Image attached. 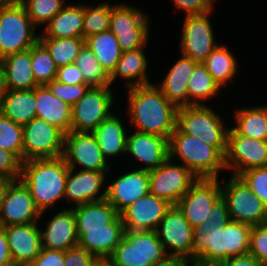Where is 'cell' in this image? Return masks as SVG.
Instances as JSON below:
<instances>
[{
  "mask_svg": "<svg viewBox=\"0 0 267 266\" xmlns=\"http://www.w3.org/2000/svg\"><path fill=\"white\" fill-rule=\"evenodd\" d=\"M55 80L64 84H86L75 63L58 67Z\"/></svg>",
  "mask_w": 267,
  "mask_h": 266,
  "instance_id": "obj_51",
  "label": "cell"
},
{
  "mask_svg": "<svg viewBox=\"0 0 267 266\" xmlns=\"http://www.w3.org/2000/svg\"><path fill=\"white\" fill-rule=\"evenodd\" d=\"M132 5L112 6L109 30L117 37L122 52L147 47L149 40V16Z\"/></svg>",
  "mask_w": 267,
  "mask_h": 266,
  "instance_id": "obj_9",
  "label": "cell"
},
{
  "mask_svg": "<svg viewBox=\"0 0 267 266\" xmlns=\"http://www.w3.org/2000/svg\"><path fill=\"white\" fill-rule=\"evenodd\" d=\"M36 26L18 0L0 3V59L30 49L39 41Z\"/></svg>",
  "mask_w": 267,
  "mask_h": 266,
  "instance_id": "obj_5",
  "label": "cell"
},
{
  "mask_svg": "<svg viewBox=\"0 0 267 266\" xmlns=\"http://www.w3.org/2000/svg\"><path fill=\"white\" fill-rule=\"evenodd\" d=\"M155 231L167 255L192 258L193 227L177 206H171Z\"/></svg>",
  "mask_w": 267,
  "mask_h": 266,
  "instance_id": "obj_17",
  "label": "cell"
},
{
  "mask_svg": "<svg viewBox=\"0 0 267 266\" xmlns=\"http://www.w3.org/2000/svg\"><path fill=\"white\" fill-rule=\"evenodd\" d=\"M42 217L29 189L18 179L7 190L0 213V226L38 223Z\"/></svg>",
  "mask_w": 267,
  "mask_h": 266,
  "instance_id": "obj_19",
  "label": "cell"
},
{
  "mask_svg": "<svg viewBox=\"0 0 267 266\" xmlns=\"http://www.w3.org/2000/svg\"><path fill=\"white\" fill-rule=\"evenodd\" d=\"M195 262L192 258L167 255L159 263L153 266H190Z\"/></svg>",
  "mask_w": 267,
  "mask_h": 266,
  "instance_id": "obj_55",
  "label": "cell"
},
{
  "mask_svg": "<svg viewBox=\"0 0 267 266\" xmlns=\"http://www.w3.org/2000/svg\"><path fill=\"white\" fill-rule=\"evenodd\" d=\"M23 161L63 155L65 134L40 118L23 125Z\"/></svg>",
  "mask_w": 267,
  "mask_h": 266,
  "instance_id": "obj_10",
  "label": "cell"
},
{
  "mask_svg": "<svg viewBox=\"0 0 267 266\" xmlns=\"http://www.w3.org/2000/svg\"><path fill=\"white\" fill-rule=\"evenodd\" d=\"M188 106L204 105V102L216 97L221 87L212 77L203 63H198L188 79ZM202 100V101H201Z\"/></svg>",
  "mask_w": 267,
  "mask_h": 266,
  "instance_id": "obj_36",
  "label": "cell"
},
{
  "mask_svg": "<svg viewBox=\"0 0 267 266\" xmlns=\"http://www.w3.org/2000/svg\"><path fill=\"white\" fill-rule=\"evenodd\" d=\"M0 266H15L10 255L5 228L0 226Z\"/></svg>",
  "mask_w": 267,
  "mask_h": 266,
  "instance_id": "obj_54",
  "label": "cell"
},
{
  "mask_svg": "<svg viewBox=\"0 0 267 266\" xmlns=\"http://www.w3.org/2000/svg\"><path fill=\"white\" fill-rule=\"evenodd\" d=\"M84 4H66L43 29L39 37L83 38Z\"/></svg>",
  "mask_w": 267,
  "mask_h": 266,
  "instance_id": "obj_29",
  "label": "cell"
},
{
  "mask_svg": "<svg viewBox=\"0 0 267 266\" xmlns=\"http://www.w3.org/2000/svg\"><path fill=\"white\" fill-rule=\"evenodd\" d=\"M85 44L97 57L101 66L111 75L122 55L117 37L107 30L88 37Z\"/></svg>",
  "mask_w": 267,
  "mask_h": 266,
  "instance_id": "obj_35",
  "label": "cell"
},
{
  "mask_svg": "<svg viewBox=\"0 0 267 266\" xmlns=\"http://www.w3.org/2000/svg\"><path fill=\"white\" fill-rule=\"evenodd\" d=\"M7 90H31L38 86L31 68V48L0 59Z\"/></svg>",
  "mask_w": 267,
  "mask_h": 266,
  "instance_id": "obj_28",
  "label": "cell"
},
{
  "mask_svg": "<svg viewBox=\"0 0 267 266\" xmlns=\"http://www.w3.org/2000/svg\"><path fill=\"white\" fill-rule=\"evenodd\" d=\"M112 6L109 2H103L91 7L84 4L83 39L109 30Z\"/></svg>",
  "mask_w": 267,
  "mask_h": 266,
  "instance_id": "obj_41",
  "label": "cell"
},
{
  "mask_svg": "<svg viewBox=\"0 0 267 266\" xmlns=\"http://www.w3.org/2000/svg\"><path fill=\"white\" fill-rule=\"evenodd\" d=\"M126 128L118 115L112 113L104 119L99 126L92 132L99 144L104 158L118 156L126 153Z\"/></svg>",
  "mask_w": 267,
  "mask_h": 266,
  "instance_id": "obj_32",
  "label": "cell"
},
{
  "mask_svg": "<svg viewBox=\"0 0 267 266\" xmlns=\"http://www.w3.org/2000/svg\"><path fill=\"white\" fill-rule=\"evenodd\" d=\"M171 204L149 193L133 202L119 215L127 231H155Z\"/></svg>",
  "mask_w": 267,
  "mask_h": 266,
  "instance_id": "obj_18",
  "label": "cell"
},
{
  "mask_svg": "<svg viewBox=\"0 0 267 266\" xmlns=\"http://www.w3.org/2000/svg\"><path fill=\"white\" fill-rule=\"evenodd\" d=\"M218 266H263L254 256H251L249 253L232 257L227 260L222 261Z\"/></svg>",
  "mask_w": 267,
  "mask_h": 266,
  "instance_id": "obj_53",
  "label": "cell"
},
{
  "mask_svg": "<svg viewBox=\"0 0 267 266\" xmlns=\"http://www.w3.org/2000/svg\"><path fill=\"white\" fill-rule=\"evenodd\" d=\"M142 47L136 50L122 52L117 62L115 70L110 75V83L116 81L118 77L125 80L126 88L151 84L147 76L148 61Z\"/></svg>",
  "mask_w": 267,
  "mask_h": 266,
  "instance_id": "obj_30",
  "label": "cell"
},
{
  "mask_svg": "<svg viewBox=\"0 0 267 266\" xmlns=\"http://www.w3.org/2000/svg\"><path fill=\"white\" fill-rule=\"evenodd\" d=\"M78 246L98 260H107L125 236L120 215L109 224V229H76Z\"/></svg>",
  "mask_w": 267,
  "mask_h": 266,
  "instance_id": "obj_24",
  "label": "cell"
},
{
  "mask_svg": "<svg viewBox=\"0 0 267 266\" xmlns=\"http://www.w3.org/2000/svg\"><path fill=\"white\" fill-rule=\"evenodd\" d=\"M197 64V61L181 54L164 80L156 84L163 95L178 108L188 106V79Z\"/></svg>",
  "mask_w": 267,
  "mask_h": 266,
  "instance_id": "obj_27",
  "label": "cell"
},
{
  "mask_svg": "<svg viewBox=\"0 0 267 266\" xmlns=\"http://www.w3.org/2000/svg\"><path fill=\"white\" fill-rule=\"evenodd\" d=\"M233 53H231L226 45H218L203 62L209 73L223 88L228 81H233L238 67V61L235 59Z\"/></svg>",
  "mask_w": 267,
  "mask_h": 266,
  "instance_id": "obj_37",
  "label": "cell"
},
{
  "mask_svg": "<svg viewBox=\"0 0 267 266\" xmlns=\"http://www.w3.org/2000/svg\"><path fill=\"white\" fill-rule=\"evenodd\" d=\"M76 229H109L118 216L117 210L106 200L85 203L72 208Z\"/></svg>",
  "mask_w": 267,
  "mask_h": 266,
  "instance_id": "obj_33",
  "label": "cell"
},
{
  "mask_svg": "<svg viewBox=\"0 0 267 266\" xmlns=\"http://www.w3.org/2000/svg\"><path fill=\"white\" fill-rule=\"evenodd\" d=\"M0 148L14 153L23 162V127L0 113Z\"/></svg>",
  "mask_w": 267,
  "mask_h": 266,
  "instance_id": "obj_43",
  "label": "cell"
},
{
  "mask_svg": "<svg viewBox=\"0 0 267 266\" xmlns=\"http://www.w3.org/2000/svg\"><path fill=\"white\" fill-rule=\"evenodd\" d=\"M75 64L90 87H111L110 75L86 44L80 50Z\"/></svg>",
  "mask_w": 267,
  "mask_h": 266,
  "instance_id": "obj_39",
  "label": "cell"
},
{
  "mask_svg": "<svg viewBox=\"0 0 267 266\" xmlns=\"http://www.w3.org/2000/svg\"><path fill=\"white\" fill-rule=\"evenodd\" d=\"M28 266H64V252L42 248L40 254Z\"/></svg>",
  "mask_w": 267,
  "mask_h": 266,
  "instance_id": "obj_50",
  "label": "cell"
},
{
  "mask_svg": "<svg viewBox=\"0 0 267 266\" xmlns=\"http://www.w3.org/2000/svg\"><path fill=\"white\" fill-rule=\"evenodd\" d=\"M211 13L212 11L201 15H186L183 20L180 54L198 63H203L219 45L215 42L214 29L209 20Z\"/></svg>",
  "mask_w": 267,
  "mask_h": 266,
  "instance_id": "obj_15",
  "label": "cell"
},
{
  "mask_svg": "<svg viewBox=\"0 0 267 266\" xmlns=\"http://www.w3.org/2000/svg\"><path fill=\"white\" fill-rule=\"evenodd\" d=\"M14 1H18V0H0V3H3V2H14Z\"/></svg>",
  "mask_w": 267,
  "mask_h": 266,
  "instance_id": "obj_60",
  "label": "cell"
},
{
  "mask_svg": "<svg viewBox=\"0 0 267 266\" xmlns=\"http://www.w3.org/2000/svg\"><path fill=\"white\" fill-rule=\"evenodd\" d=\"M248 253L263 266L267 265V224L252 227Z\"/></svg>",
  "mask_w": 267,
  "mask_h": 266,
  "instance_id": "obj_46",
  "label": "cell"
},
{
  "mask_svg": "<svg viewBox=\"0 0 267 266\" xmlns=\"http://www.w3.org/2000/svg\"><path fill=\"white\" fill-rule=\"evenodd\" d=\"M177 127L185 134L197 137L214 146L223 156L226 153L227 132L222 117L212 107L189 105L179 107Z\"/></svg>",
  "mask_w": 267,
  "mask_h": 266,
  "instance_id": "obj_6",
  "label": "cell"
},
{
  "mask_svg": "<svg viewBox=\"0 0 267 266\" xmlns=\"http://www.w3.org/2000/svg\"><path fill=\"white\" fill-rule=\"evenodd\" d=\"M111 87H90L72 106L71 129L75 132H93L113 112L114 95Z\"/></svg>",
  "mask_w": 267,
  "mask_h": 266,
  "instance_id": "obj_12",
  "label": "cell"
},
{
  "mask_svg": "<svg viewBox=\"0 0 267 266\" xmlns=\"http://www.w3.org/2000/svg\"><path fill=\"white\" fill-rule=\"evenodd\" d=\"M22 161L12 152L0 148V177L20 179Z\"/></svg>",
  "mask_w": 267,
  "mask_h": 266,
  "instance_id": "obj_47",
  "label": "cell"
},
{
  "mask_svg": "<svg viewBox=\"0 0 267 266\" xmlns=\"http://www.w3.org/2000/svg\"><path fill=\"white\" fill-rule=\"evenodd\" d=\"M126 153L144 163L150 171L162 165L169 158L168 139L156 134L135 131L126 138Z\"/></svg>",
  "mask_w": 267,
  "mask_h": 266,
  "instance_id": "obj_23",
  "label": "cell"
},
{
  "mask_svg": "<svg viewBox=\"0 0 267 266\" xmlns=\"http://www.w3.org/2000/svg\"><path fill=\"white\" fill-rule=\"evenodd\" d=\"M36 98V117L56 126L64 134L71 129L72 107L53 95L46 85L34 88Z\"/></svg>",
  "mask_w": 267,
  "mask_h": 266,
  "instance_id": "obj_26",
  "label": "cell"
},
{
  "mask_svg": "<svg viewBox=\"0 0 267 266\" xmlns=\"http://www.w3.org/2000/svg\"><path fill=\"white\" fill-rule=\"evenodd\" d=\"M167 256L156 231H127L113 254L112 266H153Z\"/></svg>",
  "mask_w": 267,
  "mask_h": 266,
  "instance_id": "obj_7",
  "label": "cell"
},
{
  "mask_svg": "<svg viewBox=\"0 0 267 266\" xmlns=\"http://www.w3.org/2000/svg\"><path fill=\"white\" fill-rule=\"evenodd\" d=\"M149 172L150 193L176 206L198 179L183 164H174L169 158Z\"/></svg>",
  "mask_w": 267,
  "mask_h": 266,
  "instance_id": "obj_13",
  "label": "cell"
},
{
  "mask_svg": "<svg viewBox=\"0 0 267 266\" xmlns=\"http://www.w3.org/2000/svg\"><path fill=\"white\" fill-rule=\"evenodd\" d=\"M220 182L219 178L197 179L176 204L193 228L208 223L212 207L222 197Z\"/></svg>",
  "mask_w": 267,
  "mask_h": 266,
  "instance_id": "obj_14",
  "label": "cell"
},
{
  "mask_svg": "<svg viewBox=\"0 0 267 266\" xmlns=\"http://www.w3.org/2000/svg\"><path fill=\"white\" fill-rule=\"evenodd\" d=\"M107 172L109 171L81 169L77 171L74 168H69L64 199L68 200V202H73V207L106 199V189L102 193L101 190L103 189Z\"/></svg>",
  "mask_w": 267,
  "mask_h": 266,
  "instance_id": "obj_20",
  "label": "cell"
},
{
  "mask_svg": "<svg viewBox=\"0 0 267 266\" xmlns=\"http://www.w3.org/2000/svg\"><path fill=\"white\" fill-rule=\"evenodd\" d=\"M239 177L267 206V166L242 172Z\"/></svg>",
  "mask_w": 267,
  "mask_h": 266,
  "instance_id": "obj_45",
  "label": "cell"
},
{
  "mask_svg": "<svg viewBox=\"0 0 267 266\" xmlns=\"http://www.w3.org/2000/svg\"><path fill=\"white\" fill-rule=\"evenodd\" d=\"M98 259L79 246L64 252V266H94Z\"/></svg>",
  "mask_w": 267,
  "mask_h": 266,
  "instance_id": "obj_48",
  "label": "cell"
},
{
  "mask_svg": "<svg viewBox=\"0 0 267 266\" xmlns=\"http://www.w3.org/2000/svg\"><path fill=\"white\" fill-rule=\"evenodd\" d=\"M33 24L46 25L66 5L64 0H19Z\"/></svg>",
  "mask_w": 267,
  "mask_h": 266,
  "instance_id": "obj_42",
  "label": "cell"
},
{
  "mask_svg": "<svg viewBox=\"0 0 267 266\" xmlns=\"http://www.w3.org/2000/svg\"><path fill=\"white\" fill-rule=\"evenodd\" d=\"M45 228H40L42 248L65 252L78 246L76 219L72 207L64 208L54 215Z\"/></svg>",
  "mask_w": 267,
  "mask_h": 266,
  "instance_id": "obj_25",
  "label": "cell"
},
{
  "mask_svg": "<svg viewBox=\"0 0 267 266\" xmlns=\"http://www.w3.org/2000/svg\"><path fill=\"white\" fill-rule=\"evenodd\" d=\"M224 185H221L222 199L232 221L252 227L267 224V206L239 176L232 175Z\"/></svg>",
  "mask_w": 267,
  "mask_h": 266,
  "instance_id": "obj_8",
  "label": "cell"
},
{
  "mask_svg": "<svg viewBox=\"0 0 267 266\" xmlns=\"http://www.w3.org/2000/svg\"><path fill=\"white\" fill-rule=\"evenodd\" d=\"M174 6L179 10L186 11V15H201L212 11L214 0H172Z\"/></svg>",
  "mask_w": 267,
  "mask_h": 266,
  "instance_id": "obj_49",
  "label": "cell"
},
{
  "mask_svg": "<svg viewBox=\"0 0 267 266\" xmlns=\"http://www.w3.org/2000/svg\"><path fill=\"white\" fill-rule=\"evenodd\" d=\"M15 180L16 179H11L8 177H0V213H1L2 204L4 202L7 190Z\"/></svg>",
  "mask_w": 267,
  "mask_h": 266,
  "instance_id": "obj_56",
  "label": "cell"
},
{
  "mask_svg": "<svg viewBox=\"0 0 267 266\" xmlns=\"http://www.w3.org/2000/svg\"><path fill=\"white\" fill-rule=\"evenodd\" d=\"M235 126L238 134L258 140H267V106L240 108L235 112Z\"/></svg>",
  "mask_w": 267,
  "mask_h": 266,
  "instance_id": "obj_34",
  "label": "cell"
},
{
  "mask_svg": "<svg viewBox=\"0 0 267 266\" xmlns=\"http://www.w3.org/2000/svg\"><path fill=\"white\" fill-rule=\"evenodd\" d=\"M252 226L232 221L224 227L203 222L193 228L192 259L218 265L224 260L248 254Z\"/></svg>",
  "mask_w": 267,
  "mask_h": 266,
  "instance_id": "obj_2",
  "label": "cell"
},
{
  "mask_svg": "<svg viewBox=\"0 0 267 266\" xmlns=\"http://www.w3.org/2000/svg\"><path fill=\"white\" fill-rule=\"evenodd\" d=\"M94 266H112L107 260H98Z\"/></svg>",
  "mask_w": 267,
  "mask_h": 266,
  "instance_id": "obj_58",
  "label": "cell"
},
{
  "mask_svg": "<svg viewBox=\"0 0 267 266\" xmlns=\"http://www.w3.org/2000/svg\"><path fill=\"white\" fill-rule=\"evenodd\" d=\"M46 86L53 95L69 104L71 107L79 101L90 88L88 84H64L55 79L47 83Z\"/></svg>",
  "mask_w": 267,
  "mask_h": 266,
  "instance_id": "obj_44",
  "label": "cell"
},
{
  "mask_svg": "<svg viewBox=\"0 0 267 266\" xmlns=\"http://www.w3.org/2000/svg\"><path fill=\"white\" fill-rule=\"evenodd\" d=\"M229 212L225 201L222 197L212 207L211 215L209 216L208 223L210 226L224 227L230 222Z\"/></svg>",
  "mask_w": 267,
  "mask_h": 266,
  "instance_id": "obj_52",
  "label": "cell"
},
{
  "mask_svg": "<svg viewBox=\"0 0 267 266\" xmlns=\"http://www.w3.org/2000/svg\"><path fill=\"white\" fill-rule=\"evenodd\" d=\"M68 172L69 167L62 156L22 162L20 180L29 189L41 215L65 198Z\"/></svg>",
  "mask_w": 267,
  "mask_h": 266,
  "instance_id": "obj_3",
  "label": "cell"
},
{
  "mask_svg": "<svg viewBox=\"0 0 267 266\" xmlns=\"http://www.w3.org/2000/svg\"><path fill=\"white\" fill-rule=\"evenodd\" d=\"M128 113L135 131L156 134L169 140L177 128L178 107L156 84L128 88Z\"/></svg>",
  "mask_w": 267,
  "mask_h": 266,
  "instance_id": "obj_1",
  "label": "cell"
},
{
  "mask_svg": "<svg viewBox=\"0 0 267 266\" xmlns=\"http://www.w3.org/2000/svg\"><path fill=\"white\" fill-rule=\"evenodd\" d=\"M63 159L69 168L110 171L95 135L92 132L69 131L64 137Z\"/></svg>",
  "mask_w": 267,
  "mask_h": 266,
  "instance_id": "obj_16",
  "label": "cell"
},
{
  "mask_svg": "<svg viewBox=\"0 0 267 266\" xmlns=\"http://www.w3.org/2000/svg\"><path fill=\"white\" fill-rule=\"evenodd\" d=\"M36 105L34 89L6 90L0 99V113L23 126L36 118Z\"/></svg>",
  "mask_w": 267,
  "mask_h": 266,
  "instance_id": "obj_31",
  "label": "cell"
},
{
  "mask_svg": "<svg viewBox=\"0 0 267 266\" xmlns=\"http://www.w3.org/2000/svg\"><path fill=\"white\" fill-rule=\"evenodd\" d=\"M7 88L5 85V75H4V69L0 62V99L3 96V94L6 92Z\"/></svg>",
  "mask_w": 267,
  "mask_h": 266,
  "instance_id": "obj_57",
  "label": "cell"
},
{
  "mask_svg": "<svg viewBox=\"0 0 267 266\" xmlns=\"http://www.w3.org/2000/svg\"><path fill=\"white\" fill-rule=\"evenodd\" d=\"M31 68L38 85H46L56 78L57 66L47 48L38 41L31 47Z\"/></svg>",
  "mask_w": 267,
  "mask_h": 266,
  "instance_id": "obj_40",
  "label": "cell"
},
{
  "mask_svg": "<svg viewBox=\"0 0 267 266\" xmlns=\"http://www.w3.org/2000/svg\"><path fill=\"white\" fill-rule=\"evenodd\" d=\"M37 223L4 227L15 266H28L41 252V234Z\"/></svg>",
  "mask_w": 267,
  "mask_h": 266,
  "instance_id": "obj_22",
  "label": "cell"
},
{
  "mask_svg": "<svg viewBox=\"0 0 267 266\" xmlns=\"http://www.w3.org/2000/svg\"><path fill=\"white\" fill-rule=\"evenodd\" d=\"M39 41L47 48L57 67L74 64L85 45L83 38L39 37Z\"/></svg>",
  "mask_w": 267,
  "mask_h": 266,
  "instance_id": "obj_38",
  "label": "cell"
},
{
  "mask_svg": "<svg viewBox=\"0 0 267 266\" xmlns=\"http://www.w3.org/2000/svg\"><path fill=\"white\" fill-rule=\"evenodd\" d=\"M225 168L231 175L267 166V140H258L238 134L232 127L227 132Z\"/></svg>",
  "mask_w": 267,
  "mask_h": 266,
  "instance_id": "obj_11",
  "label": "cell"
},
{
  "mask_svg": "<svg viewBox=\"0 0 267 266\" xmlns=\"http://www.w3.org/2000/svg\"><path fill=\"white\" fill-rule=\"evenodd\" d=\"M150 193L149 172L137 169L127 172L106 188V200L120 214L133 202Z\"/></svg>",
  "mask_w": 267,
  "mask_h": 266,
  "instance_id": "obj_21",
  "label": "cell"
},
{
  "mask_svg": "<svg viewBox=\"0 0 267 266\" xmlns=\"http://www.w3.org/2000/svg\"><path fill=\"white\" fill-rule=\"evenodd\" d=\"M191 266H218L216 264H204V263H200L198 261H195Z\"/></svg>",
  "mask_w": 267,
  "mask_h": 266,
  "instance_id": "obj_59",
  "label": "cell"
},
{
  "mask_svg": "<svg viewBox=\"0 0 267 266\" xmlns=\"http://www.w3.org/2000/svg\"><path fill=\"white\" fill-rule=\"evenodd\" d=\"M168 150L170 160L179 158L198 179L219 178V172L226 171L224 156L214 146L183 133L178 127L168 140Z\"/></svg>",
  "mask_w": 267,
  "mask_h": 266,
  "instance_id": "obj_4",
  "label": "cell"
}]
</instances>
